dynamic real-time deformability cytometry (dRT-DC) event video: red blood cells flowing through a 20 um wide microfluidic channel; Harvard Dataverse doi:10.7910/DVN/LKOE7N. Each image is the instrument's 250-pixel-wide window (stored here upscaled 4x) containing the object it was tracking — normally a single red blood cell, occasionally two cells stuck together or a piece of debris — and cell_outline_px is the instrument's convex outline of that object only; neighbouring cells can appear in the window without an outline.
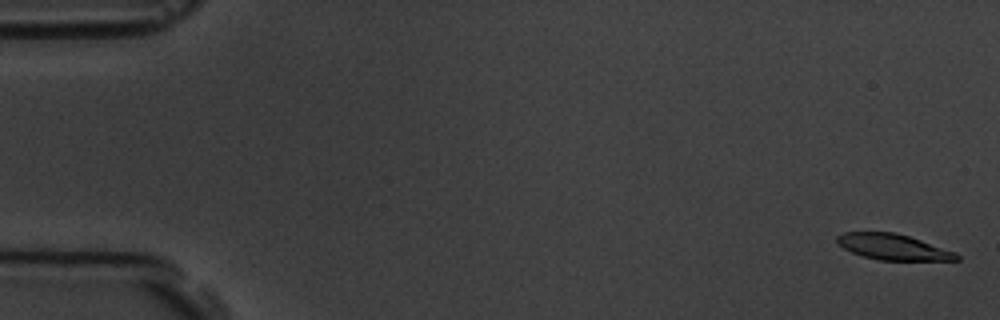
{"species": "common noctule bat (a hibernating species)", "species_latin": "Nyctalus noctula", "temperature_condition": "room temperature", "stored_images_in_passage": 57, "camera_frame_rate_fps": 3000, "um_per_image_px": 0.085, "animal": {"sex": "male", "body_mass_g": 19.5, "forearm_length_mm": 54.6}, "frame": {"image": 1, "passage_image": 2, "time_ms": 0.333, "image_size_px": [1000, 320], "cell_outline_px": [[960, 260], [880, 260], [860, 256], [844, 248], [836, 240], [836, 236], [844, 232], [896, 232], [956, 252], [960, 256]], "centroid_in_image_um": [75.91, 20.99], "position_along_channel_um": 9.1, "area_um2": 17.86}}
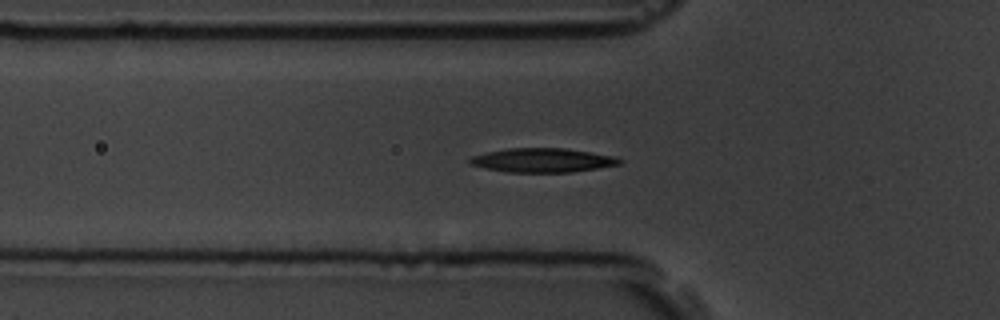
{"frame": {"image": 2, "passage_image": 20, "time_ms": 6.333, "image_size_px": [1000, 320], "cell_outline_px": [[624, 160], [620, 164], [572, 172], [508, 172], [468, 164], [468, 160], [472, 156], [484, 152], [508, 148], [564, 148], [616, 156]], "centroid_in_image_um": [46.11, 13.61], "position_along_channel_um": 79.7, "area_um2": 20.98}}
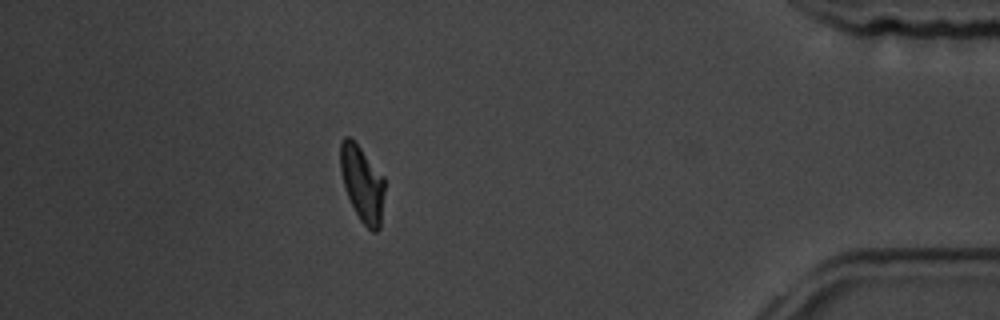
{"frame": {"image": 3, "passage_image": 51, "time_ms": 16.667, "image_size_px": [1000, 320], "cell_outline_px": [[384, 192], [380, 228], [376, 232], [372, 232], [360, 220], [348, 196], [344, 184], [340, 168], [340, 144], [344, 136], [352, 136], [384, 176]], "centroid_in_image_um": [30.79, 15.56], "position_along_channel_um": 404.4, "area_um2": 19.65}, "authors_computed_cell_mechanics": {"area_um2": 20.23, "velocity_mm_per_s": 3.5888, "shape_relaxation_time_tau1_ms": 2.8754, "shape_relaxation_time_tau2_ms": 3.7568, "deformation_change_tau1": 0.132, "deformation_change_tau2": 0.1107}}